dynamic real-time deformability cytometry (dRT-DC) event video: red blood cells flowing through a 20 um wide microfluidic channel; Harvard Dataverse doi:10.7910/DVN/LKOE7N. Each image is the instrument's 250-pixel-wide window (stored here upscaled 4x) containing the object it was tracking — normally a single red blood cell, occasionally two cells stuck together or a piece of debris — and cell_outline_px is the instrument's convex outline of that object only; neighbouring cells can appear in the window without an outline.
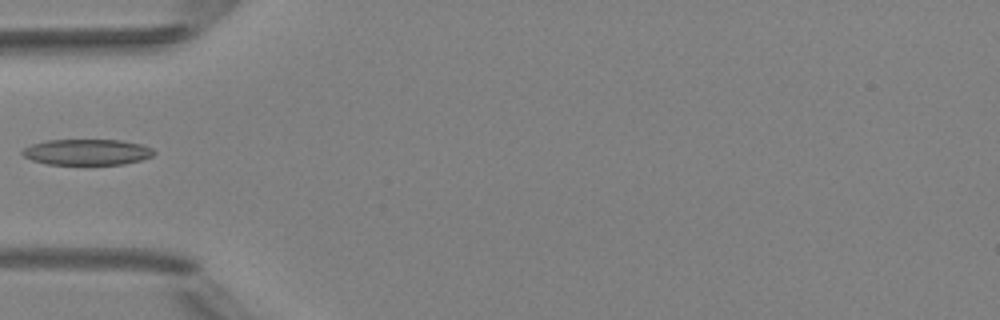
{"species": "Egyptian fruit bat (a non-hibernating species)", "species_latin": "Rousettus aegyptiacus", "temperature_condition": "room temperature", "stored_images_in_passage": 3, "camera_frame_rate_fps": 3000, "um_per_image_px": 0.085, "animal": {"sex": "female"}, "frame": {"image": 1, "passage_image": 3, "time_ms": 2.333, "image_size_px": [1000, 320], "cell_outline_px": [[156, 152], [152, 156], [140, 160], [124, 164], [44, 164], [32, 160], [24, 156], [20, 152], [24, 148], [32, 144], [44, 140], [120, 140], [140, 144], [152, 148]], "centroid_in_image_um": [7.37, 12.92], "position_along_channel_um": 77.6, "area_um2": 19.83}}